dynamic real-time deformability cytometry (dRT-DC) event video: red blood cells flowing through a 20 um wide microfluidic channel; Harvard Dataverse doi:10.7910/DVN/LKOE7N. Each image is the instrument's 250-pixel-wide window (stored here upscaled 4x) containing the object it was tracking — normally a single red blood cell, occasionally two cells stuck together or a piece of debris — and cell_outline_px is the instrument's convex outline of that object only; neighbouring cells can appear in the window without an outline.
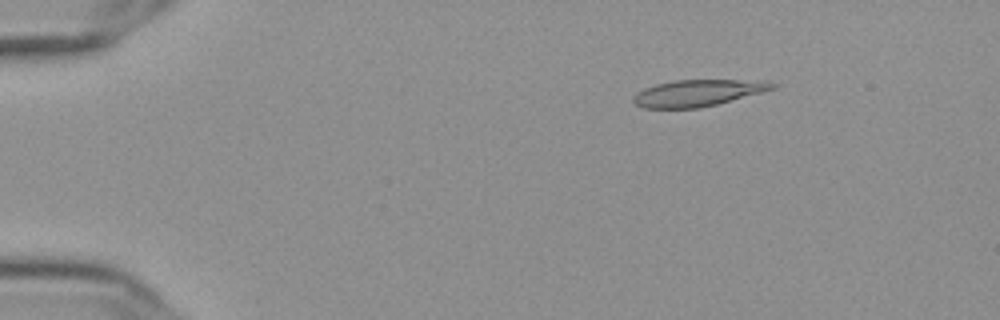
{"species": "Egyptian fruit bat (a non-hibernating species)", "species_latin": "Rousettus aegyptiacus", "temperature_condition": "cold", "stored_images_in_passage": 56, "camera_frame_rate_fps": 3000, "um_per_image_px": 0.085, "frame": {"image": 1, "passage_image": 9, "time_ms": 2.667, "image_size_px": [1000, 320], "cell_outline_px": [[776, 88], [716, 104], [700, 108], [644, 108], [636, 104], [632, 100], [636, 92], [644, 88], [656, 84], [672, 80], [764, 80], [776, 84]], "centroid_in_image_um": [59.29, 7.89], "position_along_channel_um": 25.7, "area_um2": 21.44}}
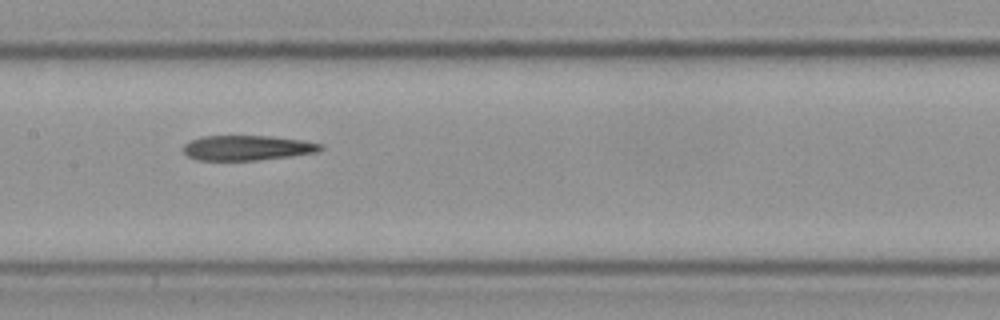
{"frame": {"image": 2, "passage_image": 29, "time_ms": 9.333, "image_size_px": [1000, 320], "cell_outline_px": [[324, 148], [320, 152], [292, 156], [256, 160], [196, 160], [188, 156], [184, 152], [184, 144], [200, 136], [272, 136], [300, 140], [324, 144]], "centroid_in_image_um": [21.06, 12.57], "position_along_channel_um": 186.3, "area_um2": 20.06}}
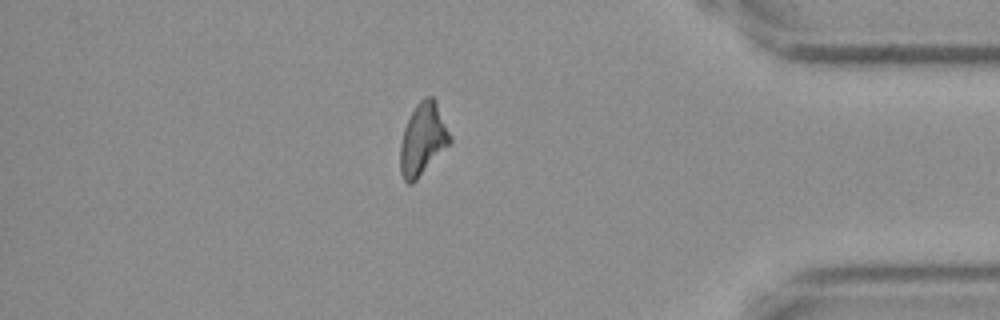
{"frame": {"image": 3, "passage_image": 49, "time_ms": 16.0, "image_size_px": [1000, 320], "cell_outline_px": [[452, 144], [412, 184], [408, 184], [404, 180], [400, 172], [400, 144], [404, 128], [416, 104], [424, 96], [432, 96], [436, 100], [452, 136]], "centroid_in_image_um": [35.98, 11.84], "position_along_channel_um": 399.2, "area_um2": 21.27}}